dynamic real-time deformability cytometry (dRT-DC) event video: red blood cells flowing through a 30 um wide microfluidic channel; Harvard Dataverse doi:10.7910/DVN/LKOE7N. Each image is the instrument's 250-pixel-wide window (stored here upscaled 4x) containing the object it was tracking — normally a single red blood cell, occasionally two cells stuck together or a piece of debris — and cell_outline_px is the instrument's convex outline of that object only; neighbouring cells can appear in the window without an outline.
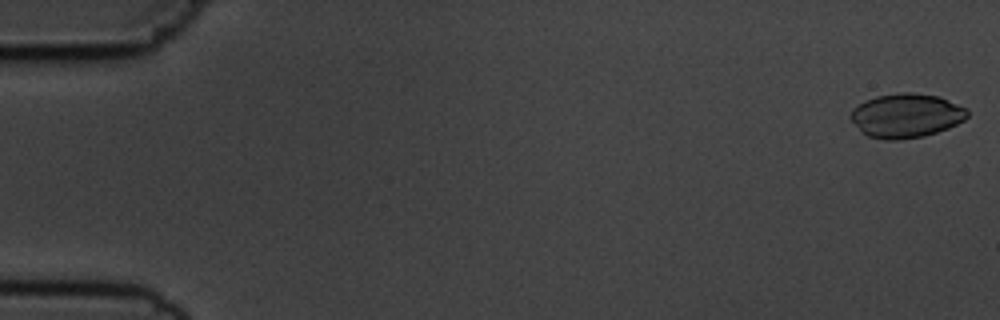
{"species": "common noctule bat (a hibernating species)", "species_latin": "Nyctalus noctula", "temperature_condition": "cold", "stored_images_in_passage": 55, "camera_frame_rate_fps": 3000, "um_per_image_px": 0.085, "animal": {"sex": "male", "body_mass_g": 19.5, "forearm_length_mm": 54.6}, "frame": {"image": 1, "passage_image": 1, "time_ms": 0.0, "image_size_px": [1000, 320], "cell_outline_px": [[968, 116], [964, 120], [948, 128], [924, 136], [900, 140], [888, 140], [868, 136], [860, 132], [848, 116], [852, 108], [864, 100], [876, 96], [904, 92], [912, 92], [940, 96], [968, 108]], "centroid_in_image_um": [77.01, 9.82], "position_along_channel_um": 8.0, "area_um2": 30.4}}
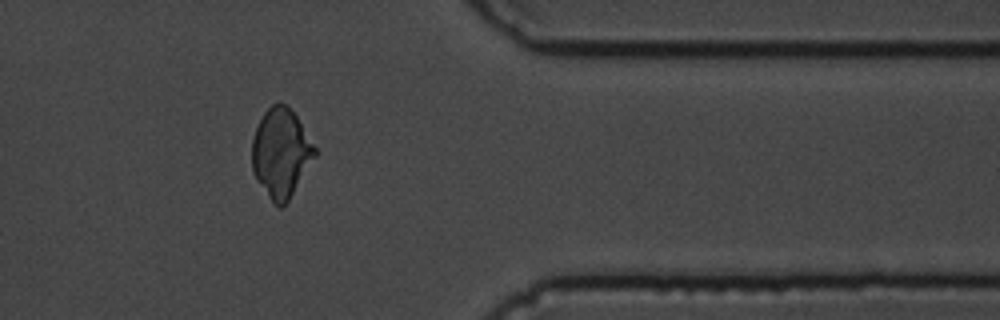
{"frame": {"image": 2, "passage_image": 45, "time_ms": 14.667, "image_size_px": [1000, 320], "cell_outline_px": [[316, 156], [288, 200], [280, 208], [268, 196], [256, 180], [252, 172], [252, 140], [256, 128], [264, 112], [272, 104], [284, 104], [296, 116], [316, 148]], "centroid_in_image_um": [23.86, 13.01], "position_along_channel_um": 387.5, "area_um2": 32.02}}